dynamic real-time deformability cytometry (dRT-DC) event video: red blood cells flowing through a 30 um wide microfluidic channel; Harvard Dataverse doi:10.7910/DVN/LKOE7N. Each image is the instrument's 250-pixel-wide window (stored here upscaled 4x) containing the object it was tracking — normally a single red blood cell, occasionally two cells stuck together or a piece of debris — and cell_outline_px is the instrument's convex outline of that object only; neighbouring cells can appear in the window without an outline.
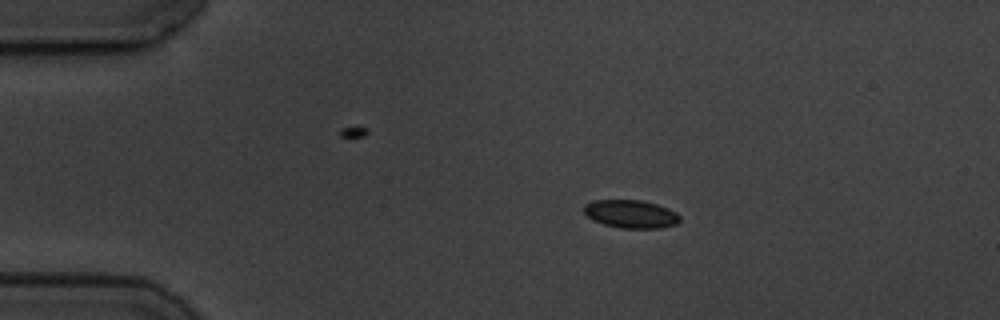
{"species": "common noctule bat (a hibernating species)", "species_latin": "Nyctalus noctula", "temperature_condition": "cold", "stored_images_in_passage": 5, "camera_frame_rate_fps": 3000, "um_per_image_px": 0.085, "animal": {"sex": "male", "body_mass_g": 19.5, "forearm_length_mm": 54.6}, "frame": {"image": 1, "passage_image": 2, "time_ms": 1.333, "image_size_px": [1000, 320], "cell_outline_px": [[680, 220], [676, 224], [660, 228], [620, 228], [604, 224], [592, 220], [584, 212], [584, 204], [592, 200], [640, 200], [656, 204], [668, 208], [676, 212], [680, 216]], "centroid_in_image_um": [53.61, 18.19], "position_along_channel_um": 31.4, "area_um2": 15.72}}
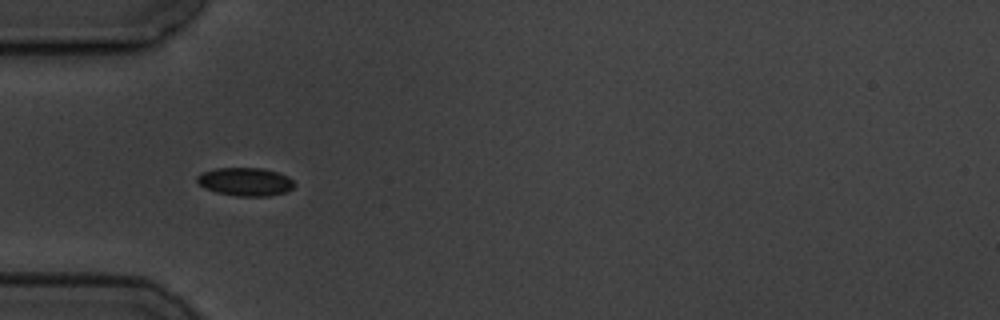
{"frame": {"image": 2, "passage_image": 4, "time_ms": 3.667, "image_size_px": [1000, 320], "cell_outline_px": [[296, 184], [292, 188], [284, 192], [268, 196], [236, 196], [216, 192], [204, 188], [196, 180], [196, 176], [204, 172], [216, 168], [264, 168], [288, 176]], "centroid_in_image_um": [20.85, 15.44], "position_along_channel_um": 64.1, "area_um2": 15.95}}
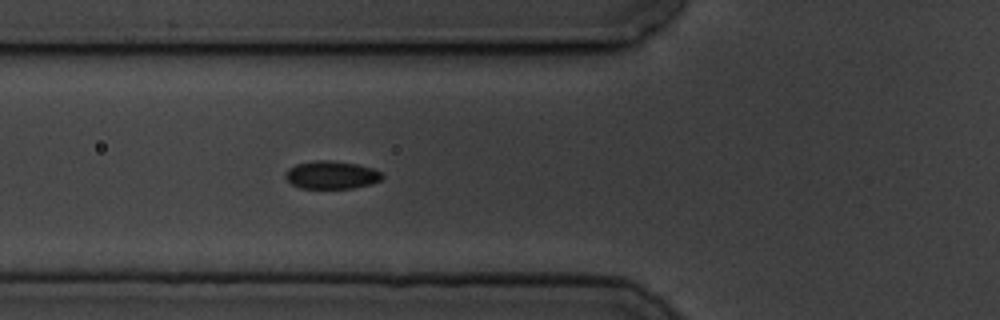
{"frame": {"image": 3, "passage_image": 5, "time_ms": 4.667, "image_size_px": [1000, 320], "cell_outline_px": [[384, 176], [380, 180], [372, 184], [352, 188], [300, 188], [292, 184], [284, 176], [284, 172], [288, 168], [296, 164], [312, 160], [328, 160], [356, 164], [372, 168], [380, 172]], "centroid_in_image_um": [28.14, 14.87], "position_along_channel_um": 97.7, "area_um2": 15.78}}